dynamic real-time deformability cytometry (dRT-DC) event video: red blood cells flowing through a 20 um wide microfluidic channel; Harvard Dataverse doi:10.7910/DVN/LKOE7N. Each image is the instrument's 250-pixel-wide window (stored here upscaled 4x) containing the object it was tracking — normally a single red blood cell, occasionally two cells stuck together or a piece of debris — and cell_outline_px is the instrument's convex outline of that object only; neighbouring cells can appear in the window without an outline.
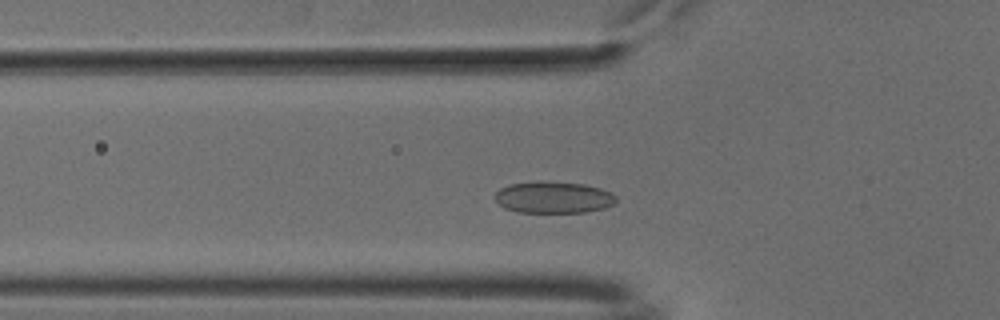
{"species": "common noctule bat (a hibernating species)", "species_latin": "Nyctalus noctula", "temperature_condition": "cold", "stored_images_in_passage": 44, "camera_frame_rate_fps": 3000, "um_per_image_px": 0.085, "animal": {"sex": "male", "body_mass_g": 18.8}, "frame": {"image": 1, "passage_image": 9, "time_ms": 2.667, "image_size_px": [1000, 320], "cell_outline_px": [[616, 200], [612, 204], [604, 208], [584, 212], [516, 212], [504, 208], [492, 196], [500, 188], [512, 184], [540, 180], [584, 184], [600, 188], [612, 192], [616, 196]], "centroid_in_image_um": [47.02, 16.76], "position_along_channel_um": 78.8, "area_um2": 22.48}}
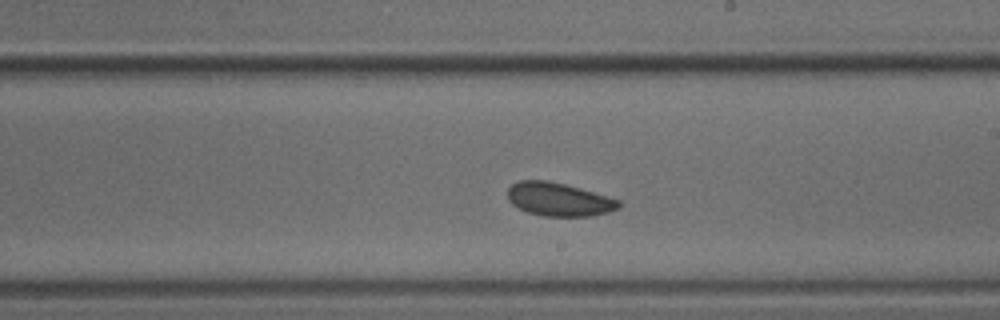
{"frame": {"image": 2, "passage_image": 22, "time_ms": 7.0, "image_size_px": [1000, 320], "cell_outline_px": [[620, 208], [608, 212], [592, 216], [544, 216], [528, 212], [512, 204], [508, 200], [508, 188], [512, 184], [520, 180], [548, 180], [580, 188], [608, 196], [620, 200]], "centroid_in_image_um": [47.51, 16.94], "position_along_channel_um": 241.5, "area_um2": 21.62}}
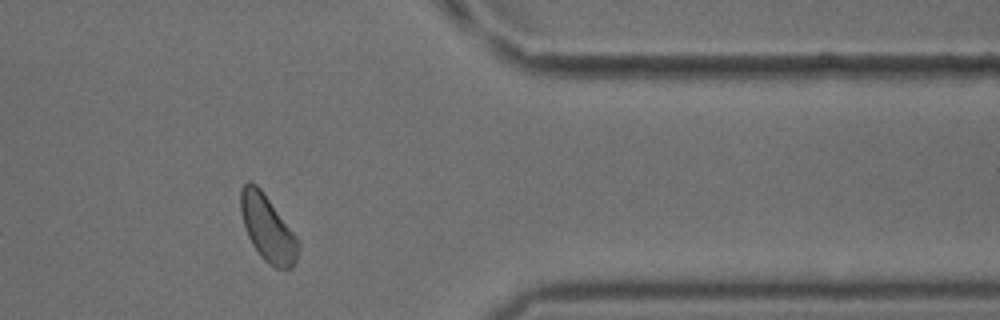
{"frame": {"image": 3, "passage_image": 35, "time_ms": 11.333, "image_size_px": [1000, 320], "cell_outline_px": [[300, 248], [296, 260], [292, 268], [276, 268], [268, 264], [260, 256], [252, 244], [248, 236], [244, 224], [240, 208], [240, 188], [248, 180], [256, 184], [260, 188], [300, 240]], "centroid_in_image_um": [22.76, 19.41], "position_along_channel_um": 388.6, "area_um2": 22.25}, "authors_computed_cell_mechanics": {"area_um2": 22.0218, "velocity_mm_per_s": 3.7476, "shape_relaxation_time_tau1_ms": null, "shape_relaxation_time_tau2_ms": 1.7122, "deformation_change_tau1": null, "deformation_change_tau2": 0.0586}}